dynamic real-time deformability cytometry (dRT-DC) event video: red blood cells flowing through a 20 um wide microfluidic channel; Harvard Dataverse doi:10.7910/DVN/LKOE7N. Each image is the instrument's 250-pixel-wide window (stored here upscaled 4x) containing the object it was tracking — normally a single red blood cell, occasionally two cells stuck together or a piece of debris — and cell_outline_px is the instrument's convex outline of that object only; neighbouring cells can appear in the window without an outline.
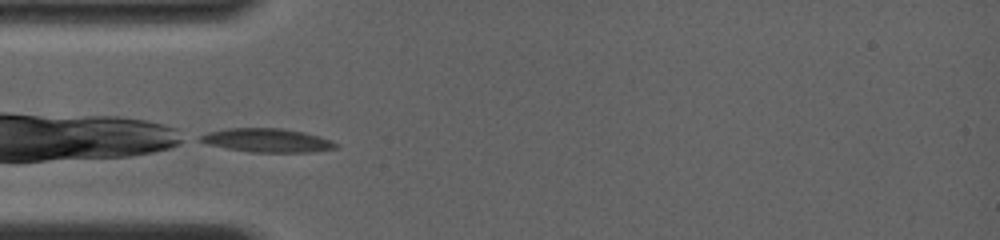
{"species": "common noctule bat (a hibernating species)", "species_latin": "Nyctalus noctula", "temperature_condition": "room temperature", "stored_images_in_passage": 2, "camera_frame_rate_fps": 4000, "um_per_image_px": 0.085, "animal": {"sex": "female", "body_mass_g": 19.0, "forearm_length_mm": 56.7}, "frame": {"image": 1, "passage_image": 1, "time_ms": 0.0, "image_size_px": [1000, 240], "cell_outline_px": [[340, 144], [336, 148], [312, 152], [248, 152], [208, 144], [196, 140], [200, 136], [208, 132], [224, 128], [284, 128], [304, 132], [320, 136], [332, 140]], "centroid_in_image_um": [22.73, 11.92], "position_along_channel_um": 62.3, "area_um2": 18.9}}